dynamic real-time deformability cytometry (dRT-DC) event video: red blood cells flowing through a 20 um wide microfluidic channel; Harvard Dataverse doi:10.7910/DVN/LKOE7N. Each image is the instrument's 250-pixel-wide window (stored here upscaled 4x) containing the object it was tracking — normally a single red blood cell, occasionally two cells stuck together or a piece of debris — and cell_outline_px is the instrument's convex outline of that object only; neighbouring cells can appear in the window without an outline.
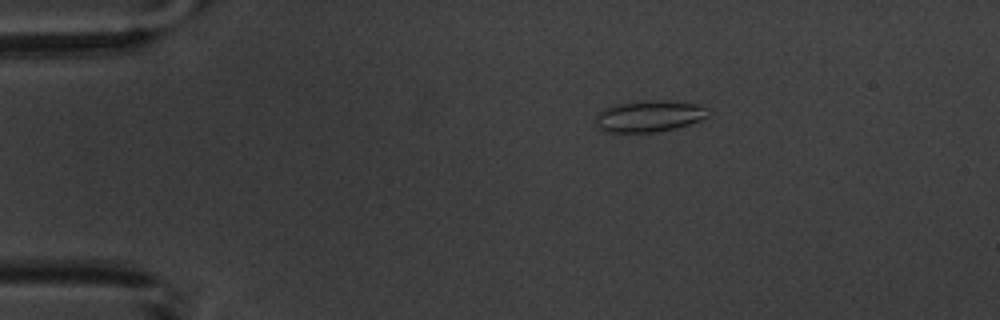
{"species": "common noctule bat (a hibernating species)", "species_latin": "Nyctalus noctula", "temperature_condition": "warm", "stored_images_in_passage": 15, "camera_frame_rate_fps": 3000, "um_per_image_px": 0.085, "animal": {"sex": "male", "body_mass_g": 20.1, "forearm_length_mm": 53.5}, "frame": {"image": 1, "passage_image": 3, "time_ms": 3.333, "image_size_px": [1000, 320], "cell_outline_px": [[708, 116], [700, 120], [676, 128], [656, 132], [604, 132], [596, 128], [596, 116], [604, 108], [620, 104], [652, 100], [668, 100], [700, 104], [704, 108]], "centroid_in_image_um": [55.15, 9.88], "position_along_channel_um": 29.8, "area_um2": 20.46}}
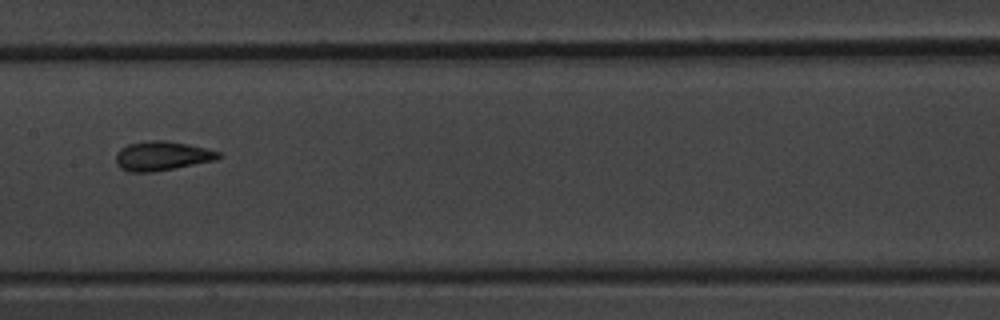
{"frame": {"image": 2, "passage_image": 8, "time_ms": 9.333, "image_size_px": [1000, 320], "cell_outline_px": [[220, 156], [216, 160], [152, 172], [128, 172], [120, 168], [116, 164], [116, 152], [120, 148], [128, 144], [148, 140], [164, 140], [188, 144], [220, 152]], "centroid_in_image_um": [13.71, 13.25], "position_along_channel_um": 193.7, "area_um2": 17.46}}
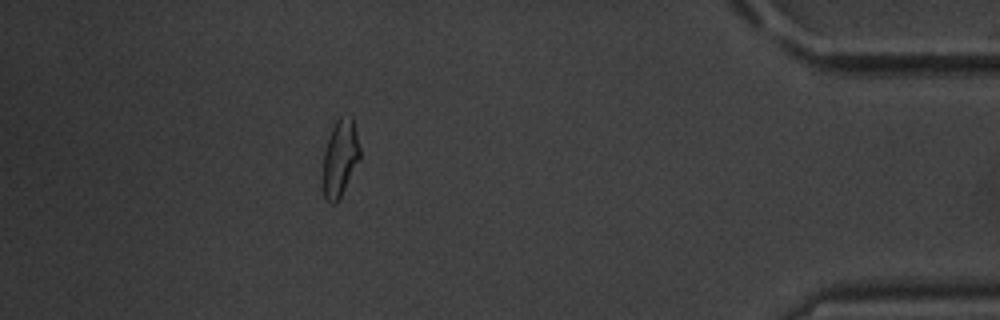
{"frame": {"image": 3, "passage_image": 14, "time_ms": 16.333, "image_size_px": [1000, 320], "cell_outline_px": [[360, 160], [340, 200], [336, 204], [332, 204], [324, 196], [324, 152], [332, 128], [336, 120], [340, 116], [352, 116], [360, 148]], "centroid_in_image_um": [28.94, 13.46], "position_along_channel_um": 406.3, "area_um2": 16.53}, "authors_computed_cell_mechanics": {"area_um2": 17.4556, "velocity_mm_per_s": 3.6889, "shape_relaxation_time_tau1_ms": null, "shape_relaxation_time_tau2_ms": 0.8529, "deformation_change_tau1": null, "deformation_change_tau2": 0.0515}}